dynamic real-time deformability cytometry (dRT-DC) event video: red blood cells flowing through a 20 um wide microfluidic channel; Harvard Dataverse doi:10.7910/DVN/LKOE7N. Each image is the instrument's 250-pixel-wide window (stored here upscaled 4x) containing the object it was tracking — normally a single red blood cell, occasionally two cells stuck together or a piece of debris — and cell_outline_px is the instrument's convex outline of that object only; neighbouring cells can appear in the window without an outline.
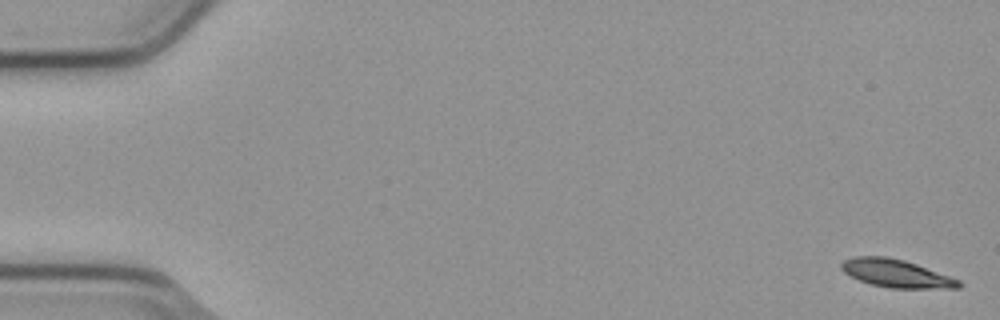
{"species": "common noctule bat (a hibernating species)", "species_latin": "Nyctalus noctula", "temperature_condition": "cold", "stored_images_in_passage": 6, "camera_frame_rate_fps": 3000, "um_per_image_px": 0.085, "animal": {"sex": "male", "body_mass_g": 23.1, "forearm_length_mm": 52.7}, "frame": {"image": 1, "passage_image": 1, "time_ms": 0.0, "image_size_px": [1000, 320], "cell_outline_px": [[964, 284], [960, 288], [888, 288], [872, 284], [860, 280], [844, 272], [840, 268], [840, 264], [844, 260], [856, 256], [884, 256], [904, 260], [916, 264], [960, 280]], "centroid_in_image_um": [76.19, 23.24], "position_along_channel_um": 8.8, "area_um2": 18.96}}